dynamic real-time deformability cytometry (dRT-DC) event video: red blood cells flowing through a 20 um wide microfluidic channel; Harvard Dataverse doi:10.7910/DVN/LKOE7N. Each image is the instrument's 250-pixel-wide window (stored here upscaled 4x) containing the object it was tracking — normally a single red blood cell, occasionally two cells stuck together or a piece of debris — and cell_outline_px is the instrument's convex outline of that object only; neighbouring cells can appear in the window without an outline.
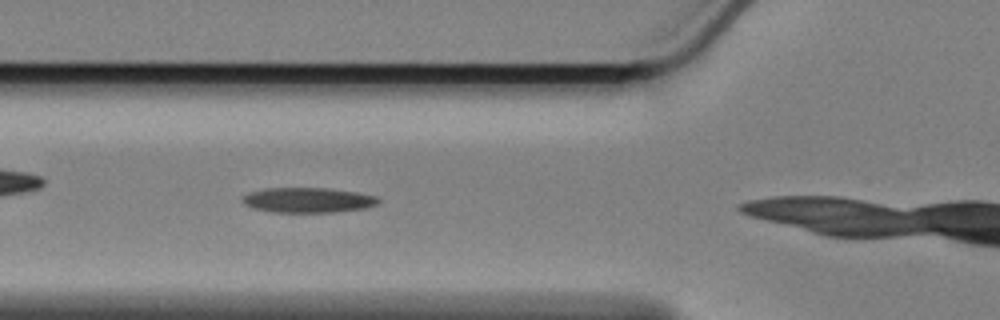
{"species": "Egyptian fruit bat (a non-hibernating species)", "species_latin": "Rousettus aegyptiacus", "temperature_condition": "cold", "stored_images_in_passage": 11, "camera_frame_rate_fps": 3000, "um_per_image_px": 0.085, "animal": {"sex": "female"}, "frame": {"image": 1, "passage_image": 7, "time_ms": 2.0, "image_size_px": [1000, 320], "cell_outline_px": [[380, 204], [364, 208], [336, 212], [272, 212], [252, 208], [244, 204], [240, 200], [240, 196], [248, 192], [264, 188], [328, 188], [356, 192], [376, 196], [380, 200]], "centroid_in_image_um": [26.12, 17.0], "position_along_channel_um": 99.7, "area_um2": 20.11}}
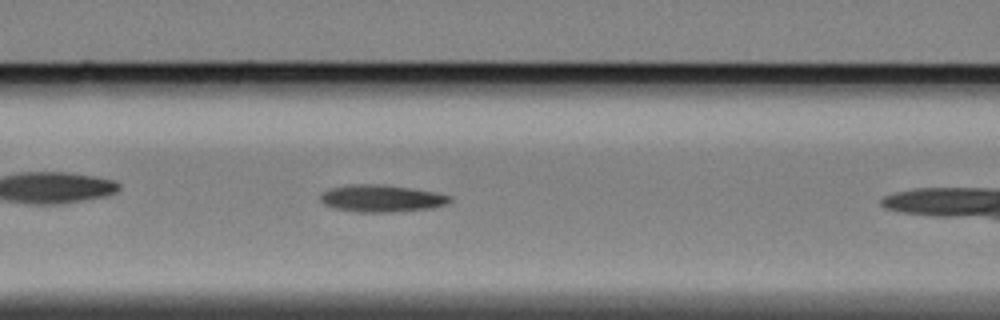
{"frame": {"image": 2, "passage_image": 10, "time_ms": 3.0, "image_size_px": [1000, 320], "cell_outline_px": [[452, 200], [444, 204], [432, 208], [388, 212], [356, 212], [332, 208], [324, 204], [320, 200], [320, 192], [332, 188], [348, 184], [380, 184], [412, 188], [436, 192], [452, 196]], "centroid_in_image_um": [32.39, 16.86], "position_along_channel_um": 134.2, "area_um2": 20.58}}